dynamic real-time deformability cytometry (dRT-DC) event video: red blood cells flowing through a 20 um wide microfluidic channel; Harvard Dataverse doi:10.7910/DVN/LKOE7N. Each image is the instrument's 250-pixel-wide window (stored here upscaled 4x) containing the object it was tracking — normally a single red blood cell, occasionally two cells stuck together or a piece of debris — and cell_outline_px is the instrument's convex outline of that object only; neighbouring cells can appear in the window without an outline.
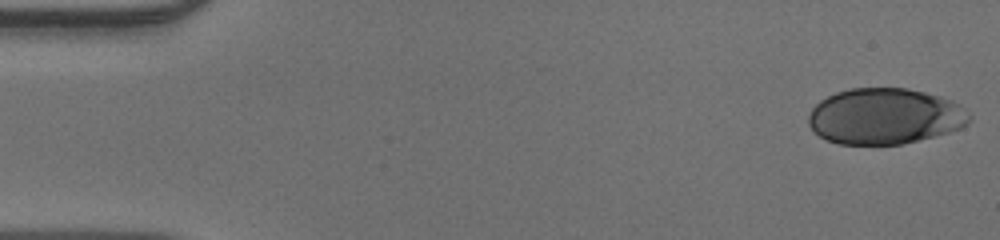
{"species": "human", "species_latin": "Homo sapiens", "temperature_condition": "warm", "stored_images_in_passage": 48, "camera_frame_rate_fps": 3000, "um_per_image_px": 0.085, "donor": {"sex": "male"}, "frame": {"image": 1, "passage_image": 1, "time_ms": 0.0, "image_size_px": [1000, 240], "cell_outline_px": [[972, 120], [968, 124], [960, 128], [948, 132], [900, 144], [840, 144], [828, 140], [820, 136], [808, 124], [808, 116], [812, 108], [820, 100], [836, 92], [852, 88], [908, 88], [940, 96], [952, 100], [960, 104], [972, 116]], "centroid_in_image_um": [75.23, 9.87], "position_along_channel_um": 9.8, "area_um2": 52.37}}
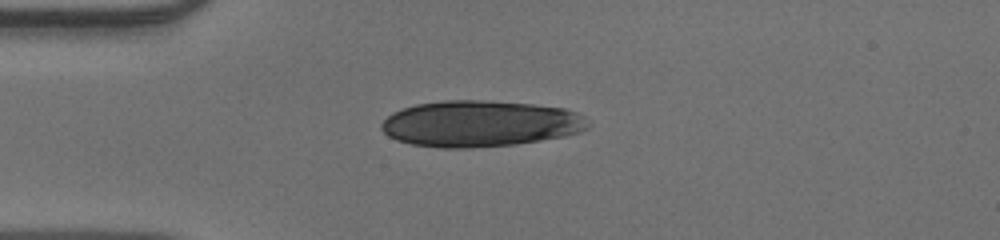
{"frame": {"image": 2, "passage_image": 12, "time_ms": 3.667, "image_size_px": [1000, 240], "cell_outline_px": [[592, 124], [588, 128], [580, 132], [564, 136], [516, 144], [468, 148], [440, 148], [412, 144], [396, 140], [388, 136], [380, 128], [380, 124], [392, 112], [416, 104], [444, 100], [484, 100], [532, 104], [564, 108], [576, 112], [584, 116]], "centroid_in_image_um": [40.82, 10.51], "position_along_channel_um": 44.2, "area_um2": 55.89}}